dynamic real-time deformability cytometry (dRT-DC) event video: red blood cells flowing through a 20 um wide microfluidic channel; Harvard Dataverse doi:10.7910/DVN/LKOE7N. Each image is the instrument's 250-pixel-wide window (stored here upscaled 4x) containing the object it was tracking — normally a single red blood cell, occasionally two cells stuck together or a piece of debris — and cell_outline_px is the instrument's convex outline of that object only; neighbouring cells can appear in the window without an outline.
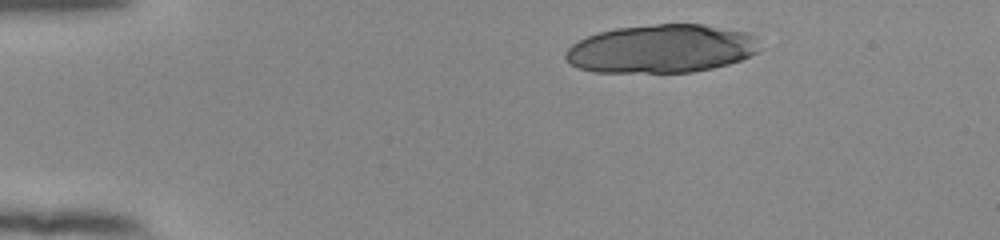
{"species": "human", "species_latin": "Homo sapiens", "temperature_condition": "room temperature", "stored_images_in_passage": 12, "camera_frame_rate_fps": 3000, "um_per_image_px": 0.085, "donor": {"sex": "female"}, "frame": {"image": 1, "passage_image": 1, "time_ms": 0.0, "image_size_px": [1000, 240], "cell_outline_px": [[760, 48], [756, 52], [740, 60], [728, 64], [712, 68], [692, 72], [596, 72], [580, 68], [572, 64], [564, 56], [564, 52], [572, 44], [588, 36], [600, 32], [616, 28], [656, 24], [704, 24], [752, 32], [756, 36]], "centroid_in_image_um": [56.26, 4.13], "position_along_channel_um": 28.7, "area_um2": 54.79}}